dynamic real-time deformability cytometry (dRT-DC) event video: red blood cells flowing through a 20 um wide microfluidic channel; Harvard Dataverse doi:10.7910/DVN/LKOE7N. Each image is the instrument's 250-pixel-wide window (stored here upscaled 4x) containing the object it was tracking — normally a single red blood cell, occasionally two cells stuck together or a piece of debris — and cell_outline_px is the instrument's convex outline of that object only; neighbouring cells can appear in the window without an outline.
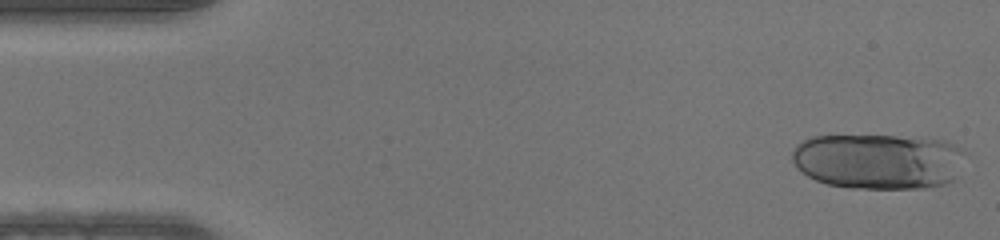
{"species": "human", "species_latin": "Homo sapiens", "temperature_condition": "warm", "stored_images_in_passage": 18, "segment_of_instrument_passage": [1, 2], "camera_frame_rate_fps": 3000, "um_per_image_px": 0.085, "donor": {"sex": "male"}, "frame": {"image": 1, "passage_image": 1, "time_ms": 0.0, "image_size_px": [1000, 240], "cell_outline_px": [[964, 152], [952, 180], [948, 184], [928, 188], [848, 188], [828, 184], [816, 180], [808, 176], [796, 168], [792, 160], [792, 152], [796, 144], [812, 136], [924, 136], [944, 140], [960, 148]], "centroid_in_image_um": [74.63, 13.69], "position_along_channel_um": 10.4, "area_um2": 56.36}}
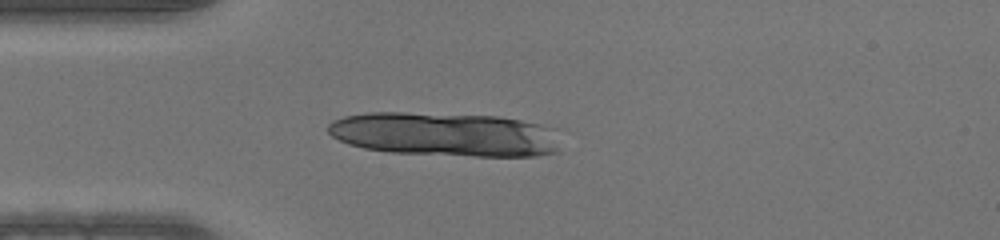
{"frame": {"image": 2, "passage_image": 12, "time_ms": 3.667, "image_size_px": [1000, 240], "cell_outline_px": [[560, 152], [536, 156], [472, 156], [392, 152], [364, 148], [348, 144], [332, 136], [328, 132], [328, 124], [332, 120], [344, 116], [368, 112], [404, 112], [500, 116], [560, 128]], "centroid_in_image_um": [37.92, 11.41], "position_along_channel_um": 47.1, "area_um2": 60.52}}